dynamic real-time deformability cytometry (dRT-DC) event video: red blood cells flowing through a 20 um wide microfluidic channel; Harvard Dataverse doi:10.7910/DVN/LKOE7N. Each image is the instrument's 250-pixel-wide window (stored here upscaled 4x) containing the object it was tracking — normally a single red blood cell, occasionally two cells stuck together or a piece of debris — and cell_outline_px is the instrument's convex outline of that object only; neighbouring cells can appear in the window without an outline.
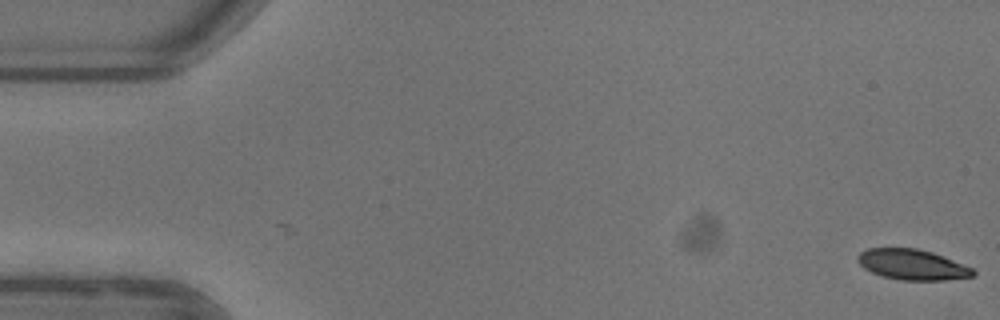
{"species": "common noctule bat (a hibernating species)", "species_latin": "Nyctalus noctula", "temperature_condition": "warm", "stored_images_in_passage": 16, "camera_frame_rate_fps": 3000, "um_per_image_px": 0.085, "animal": {"sex": "female"}, "frame": {"image": 1, "passage_image": 1, "time_ms": 0.0, "image_size_px": [1000, 320], "cell_outline_px": [[976, 272], [972, 276], [944, 280], [900, 280], [884, 276], [872, 272], [864, 268], [860, 264], [856, 256], [860, 252], [868, 248], [916, 248], [932, 252], [972, 268]], "centroid_in_image_um": [77.51, 22.48], "position_along_channel_um": 7.5, "area_um2": 20.23}}
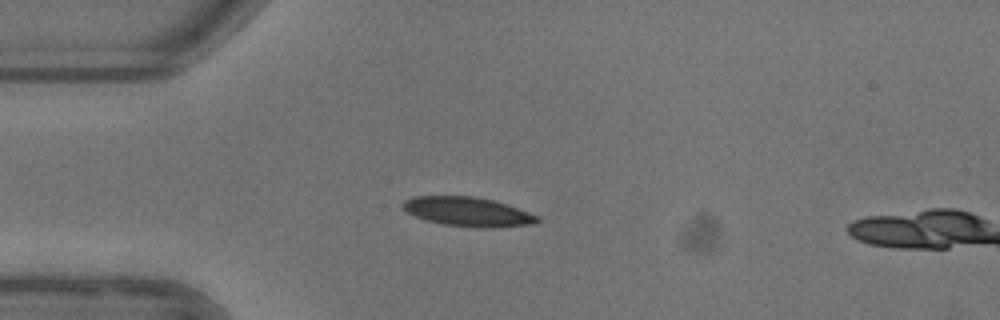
{"frame": {"image": 2, "passage_image": 14, "time_ms": 4.333, "image_size_px": [1000, 320], "cell_outline_px": [[540, 220], [532, 224], [488, 228], [480, 228], [444, 224], [428, 220], [416, 216], [408, 212], [400, 204], [404, 200], [412, 196], [476, 196], [508, 204], [540, 216]], "centroid_in_image_um": [39.79, 17.98], "position_along_channel_um": 45.2, "area_um2": 22.89}}